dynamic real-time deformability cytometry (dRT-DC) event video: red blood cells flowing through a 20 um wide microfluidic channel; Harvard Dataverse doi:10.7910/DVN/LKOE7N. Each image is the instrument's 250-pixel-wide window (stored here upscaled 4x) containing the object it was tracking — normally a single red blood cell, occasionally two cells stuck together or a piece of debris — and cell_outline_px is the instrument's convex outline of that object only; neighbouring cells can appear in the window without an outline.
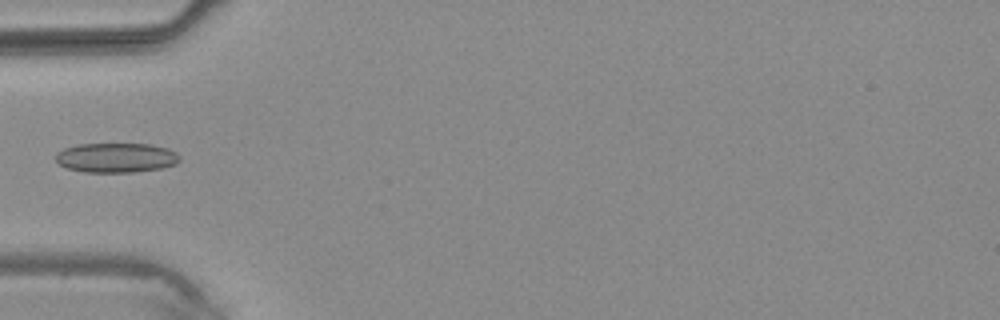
{"species": "common noctule bat (a hibernating species)", "species_latin": "Nyctalus noctula", "temperature_condition": "warm", "stored_images_in_passage": 3, "camera_frame_rate_fps": 3000, "um_per_image_px": 0.085, "animal": {"sex": "male", "body_mass_g": 20.4}, "frame": {"image": 1, "passage_image": 3, "time_ms": 2.333, "image_size_px": [1000, 320], "cell_outline_px": [[180, 160], [176, 164], [160, 168], [136, 172], [84, 172], [68, 168], [60, 164], [56, 160], [56, 152], [64, 148], [76, 144], [152, 144], [168, 148], [176, 152], [180, 156]], "centroid_in_image_um": [9.89, 13.4], "position_along_channel_um": 75.1, "area_um2": 21.5}}